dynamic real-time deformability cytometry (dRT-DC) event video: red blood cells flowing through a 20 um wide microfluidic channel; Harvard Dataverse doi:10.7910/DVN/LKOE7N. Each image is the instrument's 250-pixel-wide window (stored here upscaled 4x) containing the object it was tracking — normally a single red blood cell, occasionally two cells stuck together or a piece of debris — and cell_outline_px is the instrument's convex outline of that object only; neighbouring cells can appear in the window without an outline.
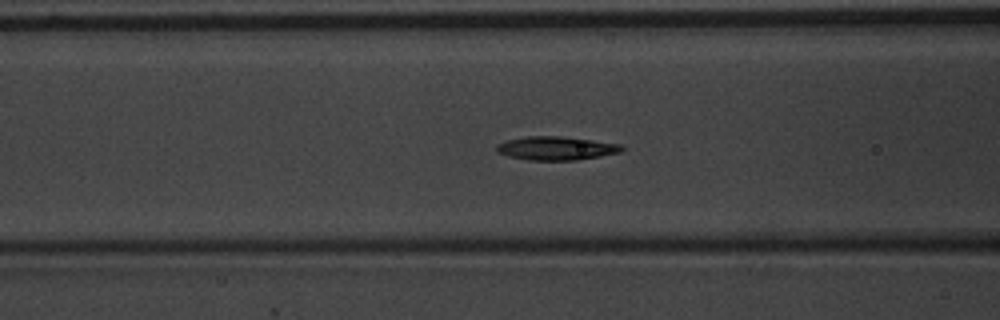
{"species": "common noctule bat (a hibernating species)", "species_latin": "Nyctalus noctula", "temperature_condition": "warm", "stored_images_in_passage": 53, "camera_frame_rate_fps": 3000, "um_per_image_px": 0.085, "animal": {"sex": "male", "body_mass_g": 20.1, "forearm_length_mm": 53.5}, "frame": {"image": 1, "passage_image": 20, "time_ms": 6.333, "image_size_px": [1000, 320], "cell_outline_px": [[624, 148], [620, 152], [600, 156], [576, 160], [528, 160], [508, 156], [496, 152], [496, 144], [508, 140], [528, 136], [560, 136], [592, 140], [620, 144]], "centroid_in_image_um": [47.24, 12.6], "position_along_channel_um": 119.4, "area_um2": 17.11}}
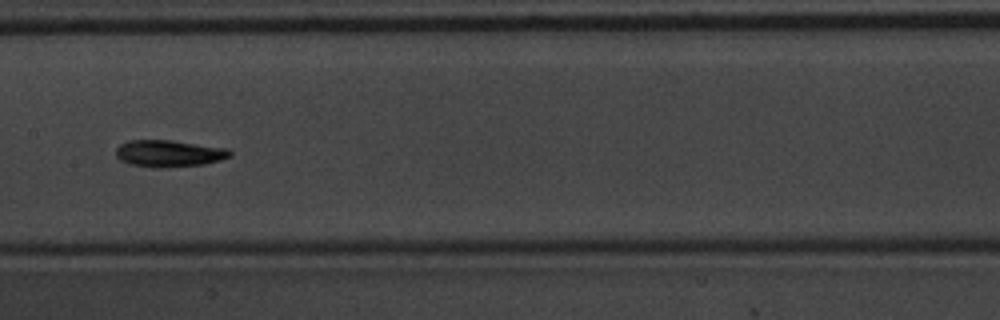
{"frame": {"image": 2, "passage_image": 26, "time_ms": 8.333, "image_size_px": [1000, 320], "cell_outline_px": [[232, 156], [220, 160], [204, 164], [164, 168], [152, 168], [128, 164], [120, 160], [116, 156], [116, 148], [120, 144], [128, 140], [172, 140], [228, 148], [232, 152]], "centroid_in_image_um": [14.36, 13.05], "position_along_channel_um": 193.0, "area_um2": 18.15}}
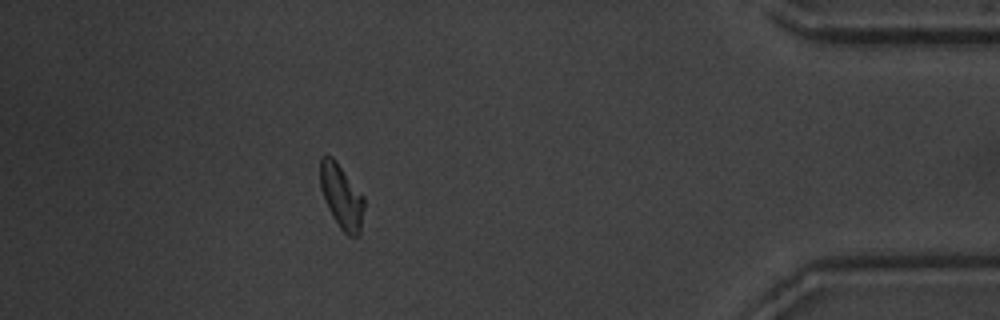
{"frame": {"image": 3, "passage_image": 47, "time_ms": 15.333, "image_size_px": [1000, 320], "cell_outline_px": [[364, 204], [360, 232], [356, 236], [348, 236], [340, 228], [332, 216], [328, 208], [320, 188], [320, 156], [332, 156], [336, 160], [364, 196]], "centroid_in_image_um": [29.02, 16.68], "position_along_channel_um": 406.2, "area_um2": 16.42}, "authors_computed_cell_mechanics": {"area_um2": 16.473, "velocity_mm_per_s": 3.6762, "shape_relaxation_time_tau1_ms": 2.6202, "shape_relaxation_time_tau2_ms": 10.6351, "deformation_change_tau1": 0.133, "deformation_change_tau2": 0.207}}